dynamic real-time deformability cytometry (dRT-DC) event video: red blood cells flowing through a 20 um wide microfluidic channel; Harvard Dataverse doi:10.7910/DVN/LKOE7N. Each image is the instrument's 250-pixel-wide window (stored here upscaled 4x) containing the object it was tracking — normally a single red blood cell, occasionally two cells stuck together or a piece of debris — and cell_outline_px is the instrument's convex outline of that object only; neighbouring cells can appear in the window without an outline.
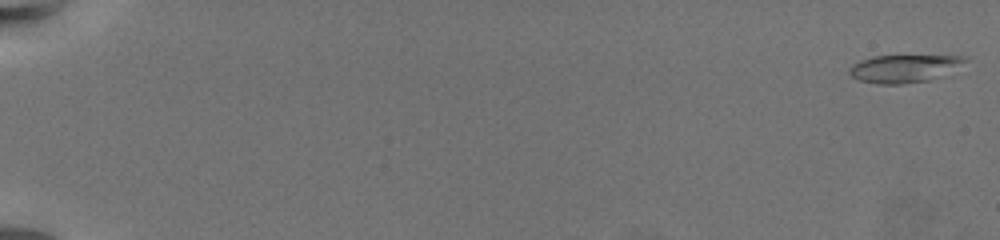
{"species": "common noctule bat (a hibernating species)", "species_latin": "Nyctalus noctula", "temperature_condition": "warm", "stored_images_in_passage": 65, "camera_frame_rate_fps": 3000, "um_per_image_px": 0.085, "animal": {"sex": "female", "body_mass_g": 19.5, "forearm_length_mm": 54.1}, "frame": {"image": 1, "passage_image": 1, "time_ms": 0.0, "image_size_px": [1000, 240], "cell_outline_px": [[968, 60], [928, 80], [904, 84], [880, 84], [860, 80], [852, 76], [848, 72], [848, 68], [852, 64], [860, 60], [872, 56], [964, 56]], "centroid_in_image_um": [76.71, 5.82], "position_along_channel_um": 8.3, "area_um2": 18.09}}
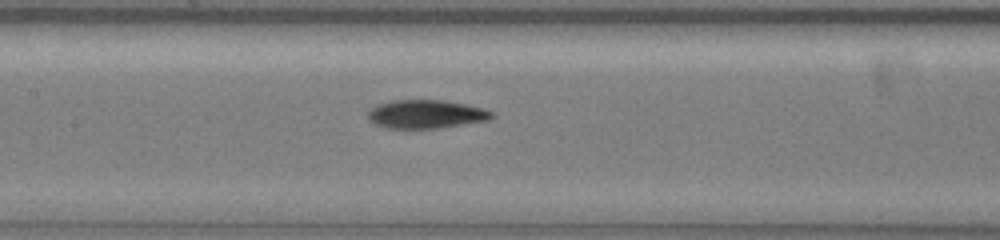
{"frame": {"image": 2, "passage_image": 35, "time_ms": 11.333, "image_size_px": [1000, 240], "cell_outline_px": [[496, 116], [488, 120], [436, 128], [388, 128], [376, 124], [368, 116], [368, 112], [376, 104], [392, 100], [440, 100], [464, 104], [480, 108], [492, 112]], "centroid_in_image_um": [36.19, 9.69], "position_along_channel_um": 171.2, "area_um2": 20.17}}
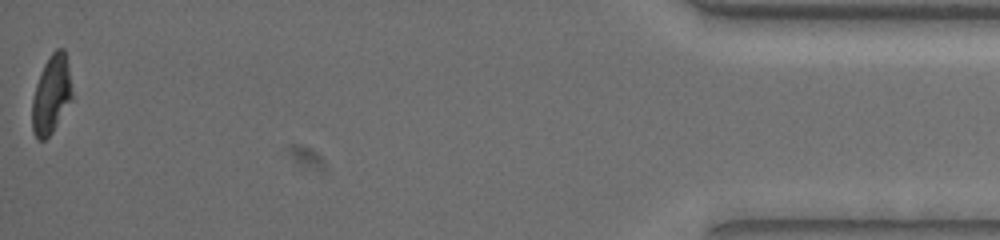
{"frame": {"image": 3, "passage_image": 65, "time_ms": 21.333, "image_size_px": [1000, 240], "cell_outline_px": [[72, 96], [52, 132], [44, 140], [36, 140], [32, 128], [32, 100], [36, 84], [40, 72], [44, 64], [52, 52], [56, 48], [64, 48], [68, 64], [72, 92]], "centroid_in_image_um": [4.34, 8.02], "position_along_channel_um": 430.9, "area_um2": 17.98}, "authors_computed_cell_mechanics": {"area_um2": 19.4208, "velocity_mm_per_s": 3.3901, "shape_relaxation_time_tau1_ms": 4.662, "shape_relaxation_time_tau2_ms": 2.6989, "deformation_change_tau1": 0.1791, "deformation_change_tau2": 0.1128}}